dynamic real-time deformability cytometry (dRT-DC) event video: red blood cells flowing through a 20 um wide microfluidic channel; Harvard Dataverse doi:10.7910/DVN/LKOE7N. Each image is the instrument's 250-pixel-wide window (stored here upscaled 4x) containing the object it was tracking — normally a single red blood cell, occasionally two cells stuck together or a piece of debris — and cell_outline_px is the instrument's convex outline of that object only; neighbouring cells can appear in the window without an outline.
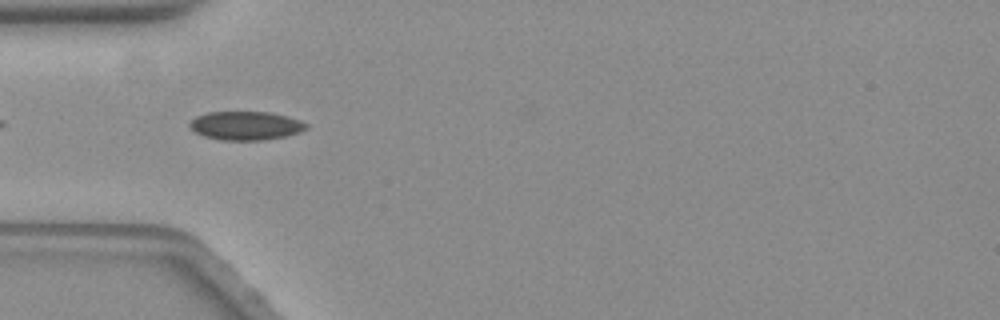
{"species": "common noctule bat (a hibernating species)", "species_latin": "Nyctalus noctula", "temperature_condition": "warm", "stored_images_in_passage": 26, "camera_frame_rate_fps": 3000, "um_per_image_px": 0.085, "animal": {"sex": "female", "body_mass_g": 19.3, "forearm_length_mm": 54.1}, "frame": {"image": 1, "passage_image": 1, "time_ms": 0.0, "image_size_px": [1000, 320], "cell_outline_px": [[308, 128], [300, 132], [284, 136], [264, 140], [220, 140], [204, 136], [196, 132], [188, 124], [196, 116], [208, 112], [268, 112], [288, 116], [300, 120], [308, 124]], "centroid_in_image_um": [20.91, 10.68], "position_along_channel_um": 64.1, "area_um2": 19.42}}